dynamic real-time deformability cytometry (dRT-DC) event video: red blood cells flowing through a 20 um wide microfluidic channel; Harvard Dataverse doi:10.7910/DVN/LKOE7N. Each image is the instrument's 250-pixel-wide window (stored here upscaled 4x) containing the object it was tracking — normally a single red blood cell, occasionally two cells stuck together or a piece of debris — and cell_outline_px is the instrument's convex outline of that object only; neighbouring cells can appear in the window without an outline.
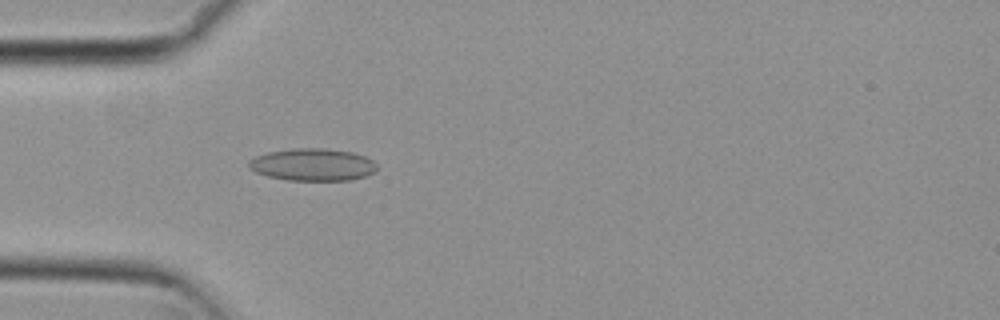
{"species": "common noctule bat (a hibernating species)", "species_latin": "Nyctalus noctula", "temperature_condition": "cold", "stored_images_in_passage": 54, "camera_frame_rate_fps": 3000, "um_per_image_px": 0.085, "animal": {"sex": "female", "body_mass_g": 29.2, "forearm_length_mm": 56.3}, "frame": {"image": 1, "passage_image": 16, "time_ms": 5.0, "image_size_px": [1000, 320], "cell_outline_px": [[376, 168], [372, 172], [364, 176], [352, 180], [288, 180], [268, 176], [256, 172], [248, 168], [248, 160], [256, 156], [268, 152], [292, 148], [320, 148], [352, 152], [364, 156], [372, 160], [376, 164]], "centroid_in_image_um": [26.54, 13.99], "position_along_channel_um": 58.5, "area_um2": 23.99}}
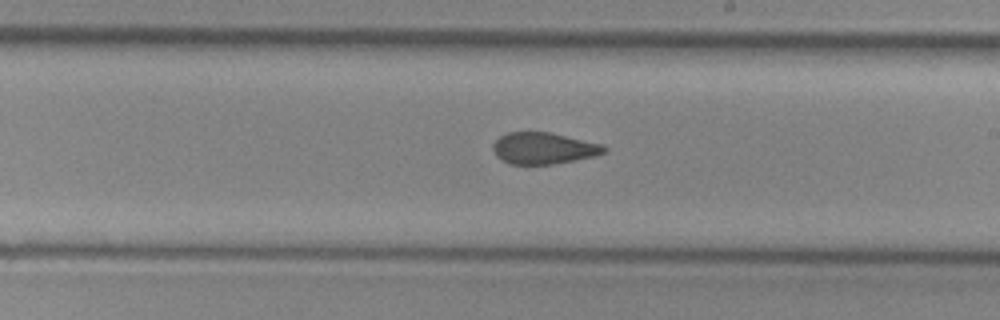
{"frame": {"image": 2, "passage_image": 31, "time_ms": 10.0, "image_size_px": [1000, 320], "cell_outline_px": [[608, 152], [596, 156], [552, 164], [508, 164], [500, 160], [496, 156], [492, 148], [492, 144], [500, 136], [508, 132], [548, 132], [604, 144], [608, 148]], "centroid_in_image_um": [46.22, 12.61], "position_along_channel_um": 242.8, "area_um2": 20.63}}
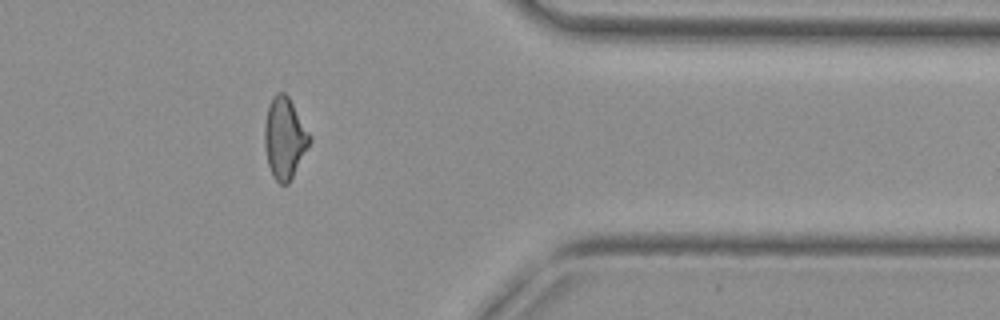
{"frame": {"image": 3, "passage_image": 44, "time_ms": 14.333, "image_size_px": [1000, 320], "cell_outline_px": [[312, 140], [288, 184], [280, 184], [272, 176], [268, 164], [264, 144], [264, 124], [268, 104], [272, 96], [276, 92], [284, 92], [288, 96], [312, 136]], "centroid_in_image_um": [24.18, 11.71], "position_along_channel_um": 387.2, "area_um2": 21.44}, "authors_computed_cell_mechanics": {"area_um2": 21.7328, "velocity_mm_per_s": 3.7576, "shape_relaxation_time_tau1_ms": 9.071, "shape_relaxation_time_tau2_ms": 2.4682, "deformation_change_tau1": 0.165, "deformation_change_tau2": 0.0918}}